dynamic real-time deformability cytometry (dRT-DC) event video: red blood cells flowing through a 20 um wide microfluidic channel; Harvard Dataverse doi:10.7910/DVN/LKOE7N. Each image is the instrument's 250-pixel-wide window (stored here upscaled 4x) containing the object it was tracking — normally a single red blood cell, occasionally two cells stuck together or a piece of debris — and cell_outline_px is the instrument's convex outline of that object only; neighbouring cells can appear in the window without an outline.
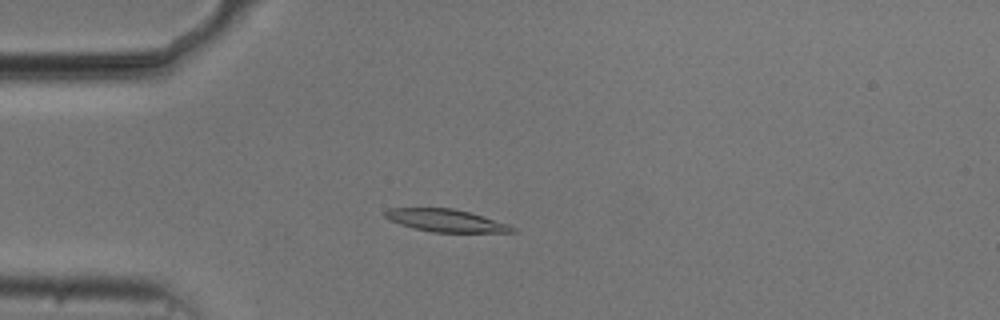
{"species": "common noctule bat (a hibernating species)", "species_latin": "Nyctalus noctula", "temperature_condition": "cold", "stored_images_in_passage": 55, "camera_frame_rate_fps": 3000, "um_per_image_px": 0.085, "animal": {"sex": "male", "body_mass_g": 20.5, "forearm_length_mm": 52.5}, "frame": {"image": 1, "passage_image": 15, "time_ms": 4.667, "image_size_px": [1000, 320], "cell_outline_px": [[516, 232], [432, 232], [400, 224], [384, 216], [384, 212], [388, 208], [452, 208], [468, 212], [508, 224], [516, 228]], "centroid_in_image_um": [37.9, 18.74], "position_along_channel_um": 47.1, "area_um2": 16.36}}
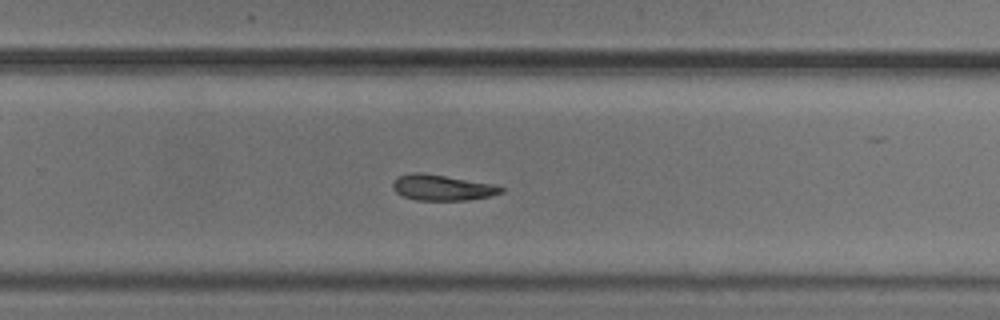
{"frame": {"image": 2, "passage_image": 36, "time_ms": 11.667, "image_size_px": [1000, 320], "cell_outline_px": [[504, 192], [492, 196], [468, 200], [416, 200], [404, 196], [396, 192], [392, 188], [392, 180], [400, 176], [412, 172], [420, 172], [492, 184], [504, 188]], "centroid_in_image_um": [37.57, 15.95], "position_along_channel_um": 292.2, "area_um2": 16.13}}
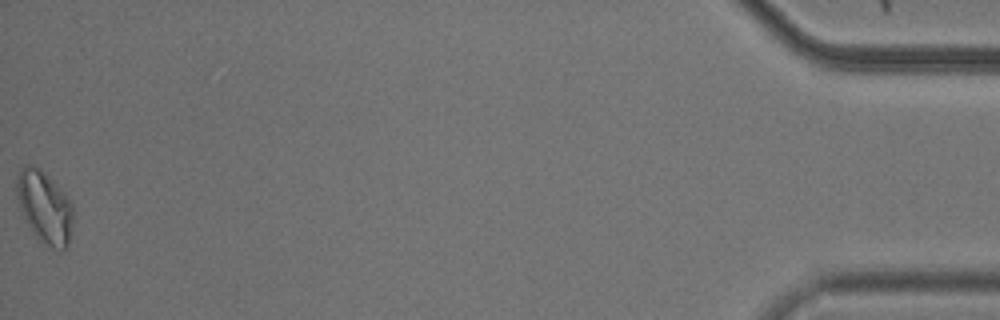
{"frame": {"image": 3, "passage_image": 55, "time_ms": 18.0, "image_size_px": [1000, 320], "cell_outline_px": [[72, 220], [68, 244], [60, 252], [52, 248], [40, 240], [36, 236], [28, 224], [20, 208], [16, 196], [16, 176], [20, 168], [24, 164], [32, 164], [40, 168], [56, 184], [72, 204]], "centroid_in_image_um": [3.75, 17.57], "position_along_channel_um": 431.4, "area_um2": 23.52}, "authors_computed_cell_mechanics": {"area_um2": 17.2822, "velocity_mm_per_s": 3.729, "shape_relaxation_time_tau1_ms": 3.1993, "shape_relaxation_time_tau2_ms": 8.8993, "deformation_change_tau1": 0.1306, "deformation_change_tau2": 0.1737}}